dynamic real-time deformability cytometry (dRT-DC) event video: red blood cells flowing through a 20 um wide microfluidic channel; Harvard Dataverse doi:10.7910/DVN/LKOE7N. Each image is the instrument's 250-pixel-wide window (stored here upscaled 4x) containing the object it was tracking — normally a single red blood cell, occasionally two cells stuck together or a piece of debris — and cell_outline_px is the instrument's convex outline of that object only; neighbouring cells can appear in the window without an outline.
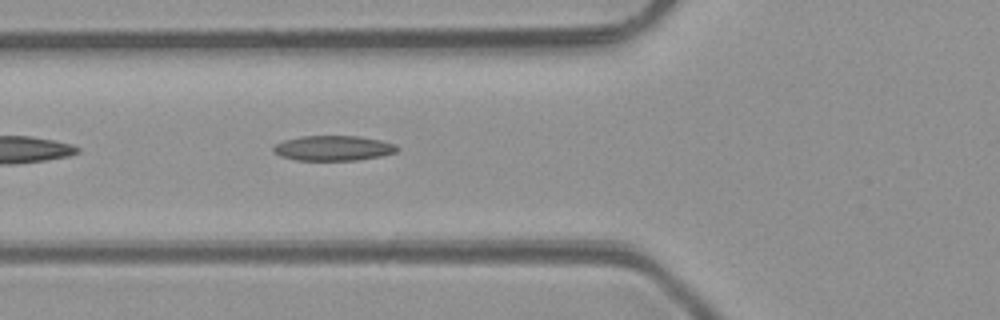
{"species": "common noctule bat (a hibernating species)", "species_latin": "Nyctalus noctula", "temperature_condition": "room temperature", "stored_images_in_passage": 3, "camera_frame_rate_fps": 3000, "um_per_image_px": 0.085, "animal": {"sex": "male", "body_mass_g": 23.1, "forearm_length_mm": 52.7}, "frame": {"image": 1, "passage_image": 3, "time_ms": 3.333, "image_size_px": [1000, 320], "cell_outline_px": [[400, 148], [396, 152], [380, 156], [360, 160], [296, 160], [280, 156], [272, 152], [272, 148], [276, 144], [284, 140], [304, 136], [360, 136], [380, 140], [396, 144]], "centroid_in_image_um": [28.34, 12.59], "position_along_channel_um": 97.5, "area_um2": 18.15}}